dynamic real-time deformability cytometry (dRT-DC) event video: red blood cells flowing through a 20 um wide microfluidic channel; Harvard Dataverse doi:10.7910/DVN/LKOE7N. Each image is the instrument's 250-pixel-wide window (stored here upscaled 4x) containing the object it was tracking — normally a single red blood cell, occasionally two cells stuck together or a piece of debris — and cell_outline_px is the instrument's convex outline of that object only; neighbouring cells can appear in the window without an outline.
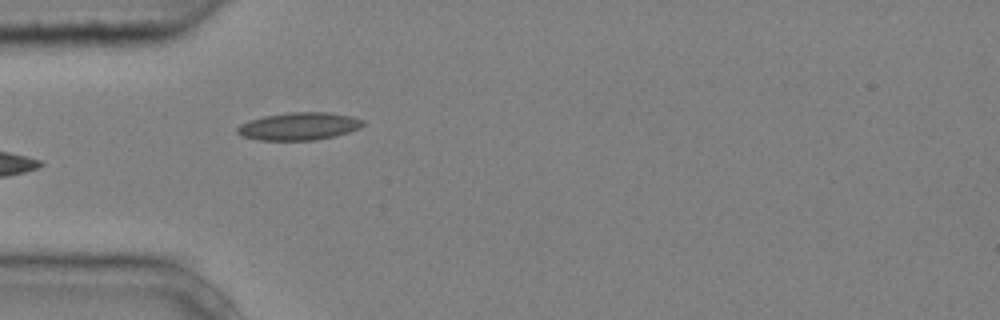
{"species": "common noctule bat (a hibernating species)", "species_latin": "Nyctalus noctula", "temperature_condition": "cold", "stored_images_in_passage": 6, "camera_frame_rate_fps": 3000, "um_per_image_px": 0.085, "animal": {"sex": "male", "body_mass_g": 20.4}, "frame": {"image": 1, "passage_image": 5, "time_ms": 1.333, "image_size_px": [1000, 320], "cell_outline_px": [[364, 124], [360, 128], [348, 132], [316, 140], [260, 140], [244, 136], [236, 132], [236, 128], [240, 124], [264, 116], [288, 112], [328, 112], [352, 116], [364, 120]], "centroid_in_image_um": [25.43, 10.72], "position_along_channel_um": 59.6, "area_um2": 20.11}}
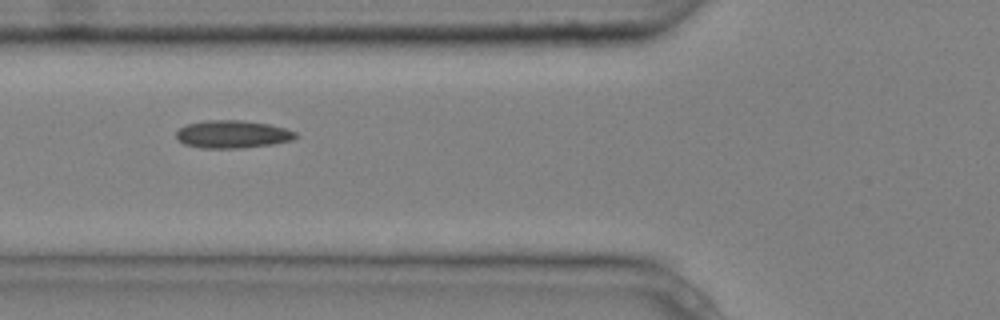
{"frame": {"image": 2, "passage_image": 6, "time_ms": 1.667, "image_size_px": [1000, 320], "cell_outline_px": [[296, 136], [292, 140], [272, 144], [240, 148], [204, 148], [184, 144], [176, 140], [176, 132], [180, 128], [188, 124], [204, 120], [240, 120], [268, 124], [284, 128], [296, 132]], "centroid_in_image_um": [19.72, 11.41], "position_along_channel_um": 106.1, "area_um2": 19.19}}